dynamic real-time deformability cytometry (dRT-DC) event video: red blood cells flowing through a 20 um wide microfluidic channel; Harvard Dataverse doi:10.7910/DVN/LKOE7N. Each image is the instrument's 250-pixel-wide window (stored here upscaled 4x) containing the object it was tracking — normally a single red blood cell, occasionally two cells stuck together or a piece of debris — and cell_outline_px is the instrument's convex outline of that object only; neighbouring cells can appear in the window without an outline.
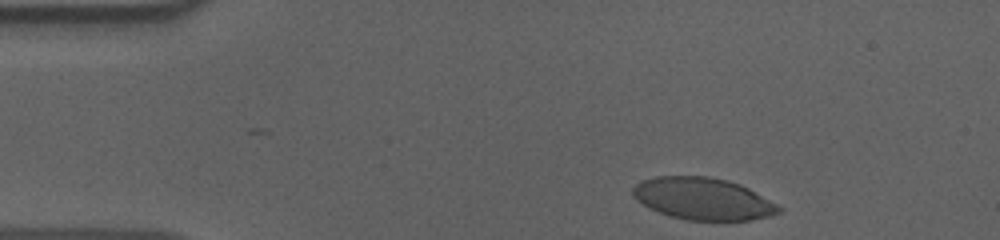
{"species": "human", "species_latin": "Homo sapiens", "temperature_condition": "cold", "stored_images_in_passage": 40, "camera_frame_rate_fps": 3000, "um_per_image_px": 0.085, "donor": {"sex": "male"}, "frame": {"image": 1, "passage_image": 1, "time_ms": 0.0, "image_size_px": [1000, 240], "cell_outline_px": [[784, 208], [780, 212], [768, 216], [752, 220], [688, 220], [668, 216], [648, 208], [632, 196], [632, 188], [636, 184], [644, 180], [656, 176], [708, 176], [728, 180], [740, 184], [748, 188]], "centroid_in_image_um": [59.74, 16.89], "position_along_channel_um": 25.3, "area_um2": 35.84}}
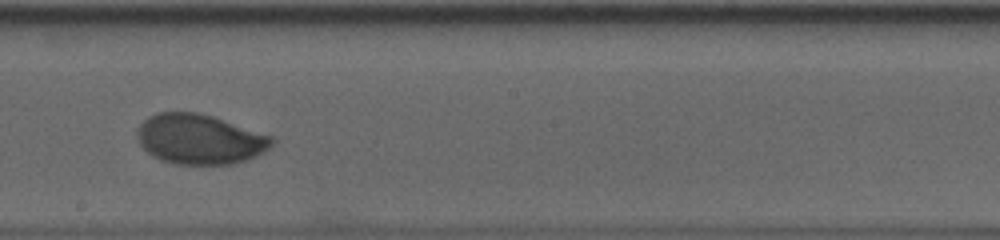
{"frame": {"image": 2, "passage_image": 24, "time_ms": 7.667, "image_size_px": [1000, 240], "cell_outline_px": [[276, 140], [264, 152], [248, 160], [232, 164], [176, 164], [160, 160], [152, 156], [140, 144], [136, 136], [136, 128], [148, 116], [156, 112], [196, 112], [212, 116], [272, 136]], "centroid_in_image_um": [16.95, 11.83], "position_along_channel_um": 231.2, "area_um2": 39.36}}
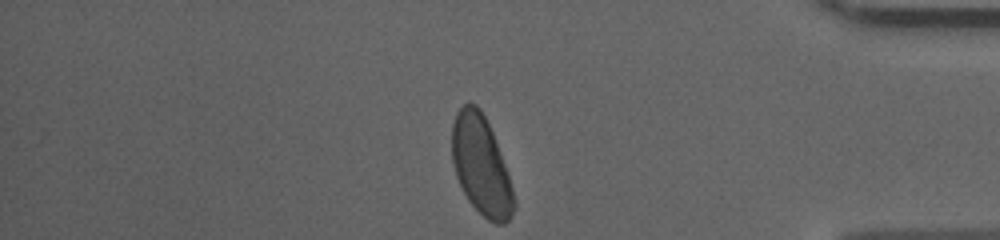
{"frame": {"image": 3, "passage_image": 40, "time_ms": 13.0, "image_size_px": [1000, 240], "cell_outline_px": [[516, 208], [508, 220], [504, 224], [496, 224], [488, 220], [468, 200], [456, 176], [452, 160], [452, 124], [456, 112], [468, 100], [476, 104], [480, 108], [492, 132], [508, 172], [516, 204]], "centroid_in_image_um": [40.89, 14.05], "position_along_channel_um": 394.3, "area_um2": 35.66}, "authors_computed_cell_mechanics": {"area_um2": 38.0324, "velocity_mm_per_s": 3.5975, "shape_relaxation_time_tau1_ms": 3.3816, "shape_relaxation_time_tau2_ms": null, "deformation_change_tau1": 0.1275, "deformation_change_tau2": null}}